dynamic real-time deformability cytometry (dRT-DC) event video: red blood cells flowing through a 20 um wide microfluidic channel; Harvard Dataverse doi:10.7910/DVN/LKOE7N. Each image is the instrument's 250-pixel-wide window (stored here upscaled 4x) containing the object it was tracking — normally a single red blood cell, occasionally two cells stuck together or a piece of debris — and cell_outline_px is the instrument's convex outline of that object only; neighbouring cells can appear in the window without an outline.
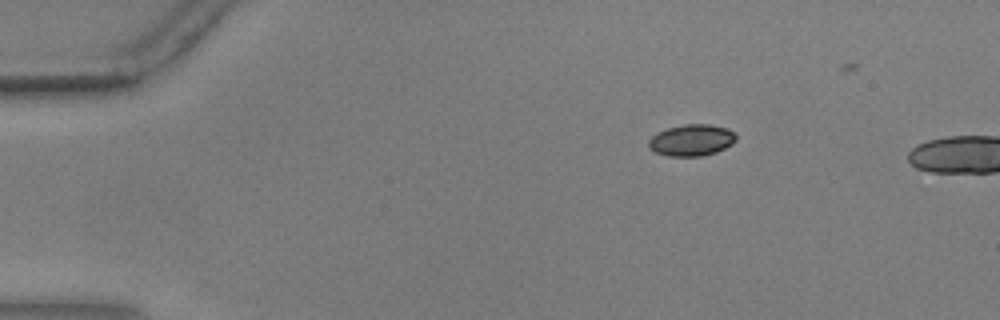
{"species": "common noctule bat (a hibernating species)", "species_latin": "Nyctalus noctula", "temperature_condition": "warm", "stored_images_in_passage": 14, "camera_frame_rate_fps": 3000, "um_per_image_px": 0.085, "animal": {"sex": "male", "body_mass_g": 17.9, "forearm_length_mm": 54.2}, "frame": {"image": 1, "passage_image": 10, "time_ms": 3.0, "image_size_px": [1000, 320], "cell_outline_px": [[736, 140], [732, 144], [716, 152], [704, 156], [668, 156], [656, 152], [648, 148], [648, 140], [652, 136], [668, 128], [684, 124], [708, 124], [728, 128], [736, 132]], "centroid_in_image_um": [58.81, 11.91], "position_along_channel_um": 26.2, "area_um2": 16.13}}